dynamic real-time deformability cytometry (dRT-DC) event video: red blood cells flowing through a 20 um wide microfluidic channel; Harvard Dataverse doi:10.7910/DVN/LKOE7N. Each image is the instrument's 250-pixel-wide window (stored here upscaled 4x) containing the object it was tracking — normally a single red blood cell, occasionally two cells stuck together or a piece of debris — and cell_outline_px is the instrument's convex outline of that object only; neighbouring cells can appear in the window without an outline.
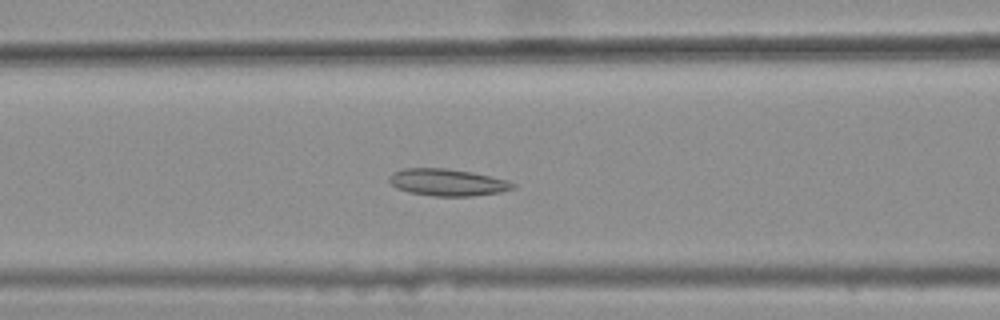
{"species": "common noctule bat (a hibernating species)", "species_latin": "Nyctalus noctula", "temperature_condition": "warm", "stored_images_in_passage": 34, "camera_frame_rate_fps": 3000, "um_per_image_px": 0.085, "animal": {"sex": "female", "body_mass_g": 25.1}, "frame": {"image": 1, "passage_image": 10, "time_ms": 3.0, "image_size_px": [1000, 320], "cell_outline_px": [[516, 188], [500, 192], [472, 196], [432, 196], [408, 192], [396, 188], [388, 180], [388, 176], [392, 172], [404, 168], [444, 168], [472, 172], [508, 180], [516, 184]], "centroid_in_image_um": [38.02, 15.5], "position_along_channel_um": 128.6, "area_um2": 19.59}}
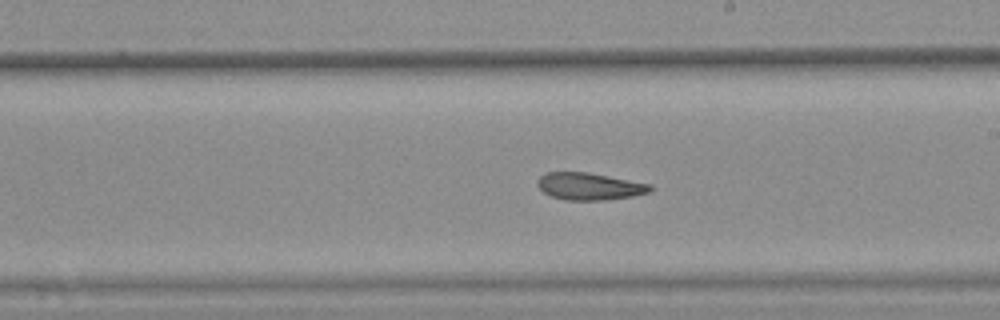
{"frame": {"image": 2, "passage_image": 19, "time_ms": 6.0, "image_size_px": [1000, 320], "cell_outline_px": [[652, 188], [648, 192], [632, 196], [604, 200], [564, 200], [552, 196], [544, 192], [536, 184], [536, 180], [544, 172], [588, 172], [652, 184]], "centroid_in_image_um": [50.07, 15.83], "position_along_channel_um": 238.9, "area_um2": 17.86}}
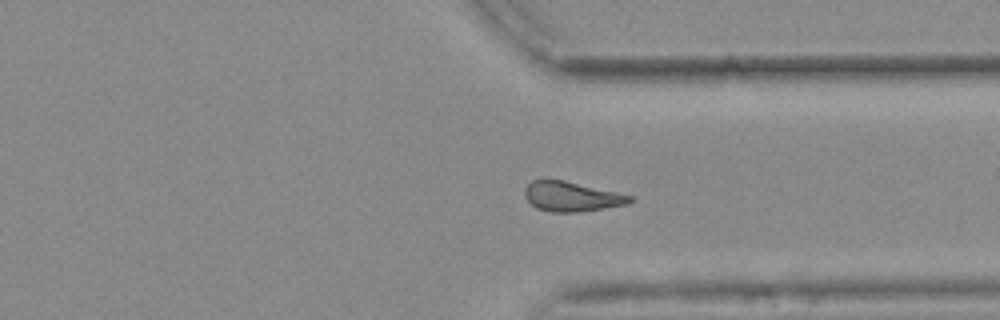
{"frame": {"image": 3, "passage_image": 29, "time_ms": 9.333, "image_size_px": [1000, 320], "cell_outline_px": [[632, 200], [628, 204], [580, 212], [552, 212], [536, 208], [524, 196], [524, 188], [532, 180], [544, 176], [564, 180], [632, 196]], "centroid_in_image_um": [48.5, 16.67], "position_along_channel_um": 362.9, "area_um2": 18.5}, "authors_computed_cell_mechanics": {"area_um2": 18.496, "velocity_mm_per_s": 3.694, "shape_relaxation_time_tau1_ms": null, "shape_relaxation_time_tau2_ms": 5.2318, "deformation_change_tau1": null, "deformation_change_tau2": 0.1292}}